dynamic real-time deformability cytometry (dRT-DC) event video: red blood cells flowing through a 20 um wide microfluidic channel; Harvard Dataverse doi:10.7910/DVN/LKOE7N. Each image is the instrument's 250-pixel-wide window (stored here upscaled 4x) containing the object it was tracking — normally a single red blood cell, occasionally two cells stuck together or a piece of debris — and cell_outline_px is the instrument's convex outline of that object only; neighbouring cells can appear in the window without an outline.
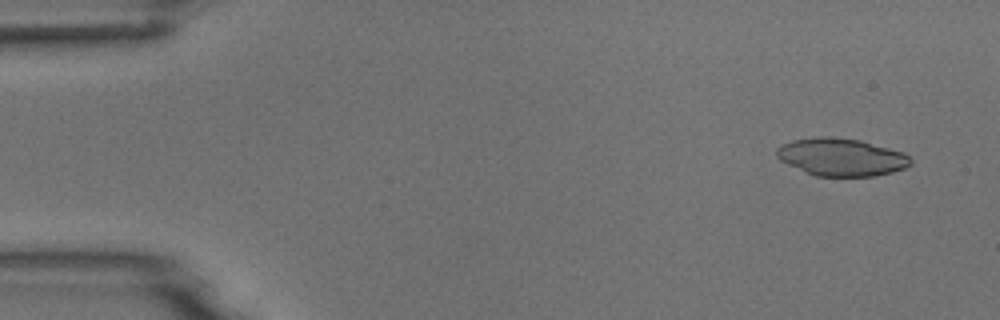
{"species": "common noctule bat (a hibernating species)", "species_latin": "Nyctalus noctula", "temperature_condition": "room temperature", "stored_images_in_passage": 4, "camera_frame_rate_fps": 3000, "um_per_image_px": 0.085, "animal": {"sex": "male", "body_mass_g": 18.8}, "frame": {"image": 1, "passage_image": 1, "time_ms": 0.0, "image_size_px": [1000, 320], "cell_outline_px": [[912, 164], [904, 168], [892, 172], [872, 176], [816, 176], [804, 172], [780, 160], [776, 156], [776, 148], [792, 140], [816, 136], [828, 136], [860, 140], [904, 152], [912, 160]], "centroid_in_image_um": [71.5, 13.35], "position_along_channel_um": 13.5, "area_um2": 29.42}}